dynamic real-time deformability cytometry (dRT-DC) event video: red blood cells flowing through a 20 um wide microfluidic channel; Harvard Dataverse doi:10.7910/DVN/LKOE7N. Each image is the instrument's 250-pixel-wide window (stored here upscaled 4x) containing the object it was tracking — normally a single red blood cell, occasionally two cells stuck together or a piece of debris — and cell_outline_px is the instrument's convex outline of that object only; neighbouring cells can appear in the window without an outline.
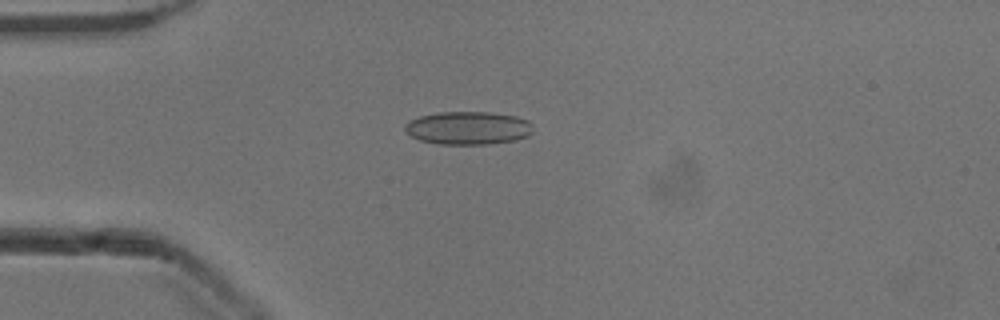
{"species": "common noctule bat (a hibernating species)", "species_latin": "Nyctalus noctula", "temperature_condition": "cold", "stored_images_in_passage": 52, "camera_frame_rate_fps": 3000, "um_per_image_px": 0.085, "animal": {"sex": "male", "body_mass_g": 13.3}, "frame": {"image": 1, "passage_image": 14, "time_ms": 4.333, "image_size_px": [1000, 320], "cell_outline_px": [[532, 132], [528, 136], [516, 140], [488, 144], [440, 144], [420, 140], [412, 136], [404, 128], [404, 124], [408, 120], [420, 116], [440, 112], [488, 112], [516, 116], [528, 120], [532, 124]], "centroid_in_image_um": [39.8, 10.88], "position_along_channel_um": 45.2, "area_um2": 24.74}}
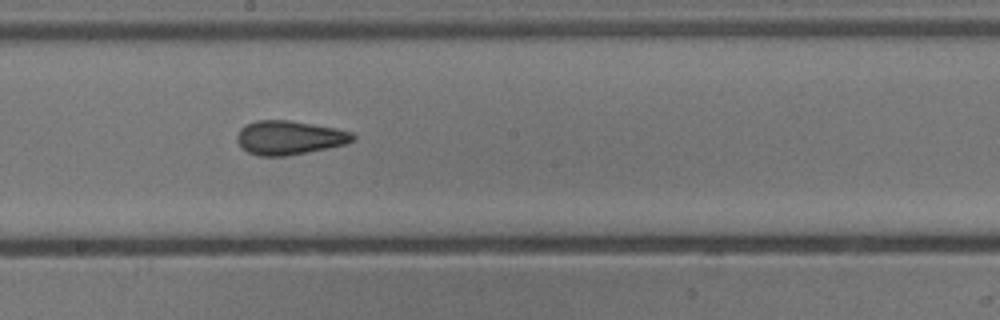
{"frame": {"image": 2, "passage_image": 29, "time_ms": 9.333, "image_size_px": [1000, 320], "cell_outline_px": [[356, 140], [344, 144], [328, 148], [288, 156], [260, 156], [248, 152], [240, 148], [236, 140], [236, 136], [240, 128], [244, 124], [256, 120], [288, 120], [336, 128], [352, 132], [356, 136]], "centroid_in_image_um": [24.56, 11.7], "position_along_channel_um": 223.6, "area_um2": 23.18}}
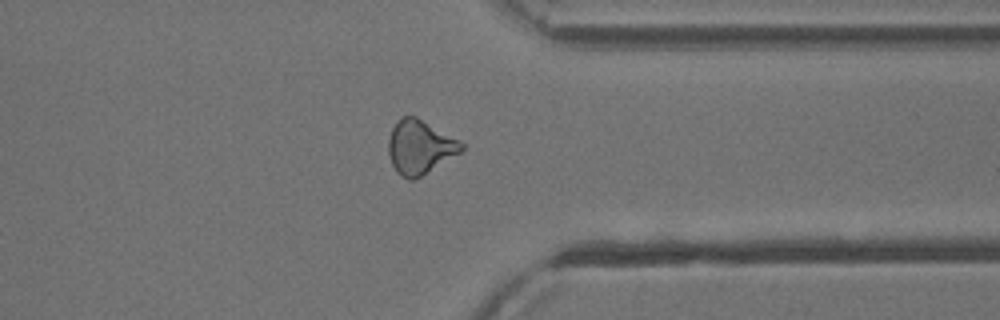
{"frame": {"image": 3, "passage_image": 41, "time_ms": 13.333, "image_size_px": [1000, 320], "cell_outline_px": [[464, 148], [460, 152], [420, 176], [412, 180], [408, 180], [396, 172], [392, 164], [388, 152], [388, 140], [392, 128], [396, 120], [404, 116], [416, 116], [460, 140], [464, 144]], "centroid_in_image_um": [35.66, 12.48], "position_along_channel_um": 375.7, "area_um2": 22.77}, "authors_computed_cell_mechanics": {"area_um2": 22.9466, "velocity_mm_per_s": 3.9187, "shape_relaxation_time_tau1_ms": null, "shape_relaxation_time_tau2_ms": 1.9127, "deformation_change_tau1": null, "deformation_change_tau2": 0.0805}}